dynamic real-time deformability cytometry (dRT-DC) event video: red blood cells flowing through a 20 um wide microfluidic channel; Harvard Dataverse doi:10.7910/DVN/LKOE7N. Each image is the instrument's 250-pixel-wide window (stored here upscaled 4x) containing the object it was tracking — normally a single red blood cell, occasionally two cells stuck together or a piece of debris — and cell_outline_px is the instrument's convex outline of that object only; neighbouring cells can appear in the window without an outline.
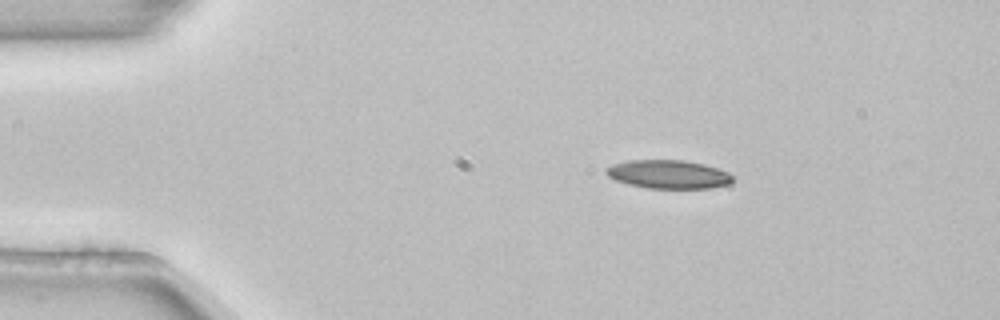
{"species": "common noctule bat (a hibernating species)", "species_latin": "Nyctalus noctula", "temperature_condition": "room temperature", "stored_images_in_passage": 2, "camera_frame_rate_fps": 3000, "um_per_image_px": 0.085, "animal": {"sex": "female", "body_mass_g": 22.7, "forearm_length_mm": 54.2}, "frame": {"image": 1, "passage_image": 1, "time_ms": 0.0, "image_size_px": [1000, 320], "cell_outline_px": [[732, 180], [728, 184], [712, 188], [648, 188], [628, 184], [616, 180], [608, 176], [604, 172], [604, 168], [612, 164], [628, 160], [684, 160], [704, 164], [728, 172], [732, 176]], "centroid_in_image_um": [56.77, 14.81], "position_along_channel_um": 28.2, "area_um2": 21.04}}